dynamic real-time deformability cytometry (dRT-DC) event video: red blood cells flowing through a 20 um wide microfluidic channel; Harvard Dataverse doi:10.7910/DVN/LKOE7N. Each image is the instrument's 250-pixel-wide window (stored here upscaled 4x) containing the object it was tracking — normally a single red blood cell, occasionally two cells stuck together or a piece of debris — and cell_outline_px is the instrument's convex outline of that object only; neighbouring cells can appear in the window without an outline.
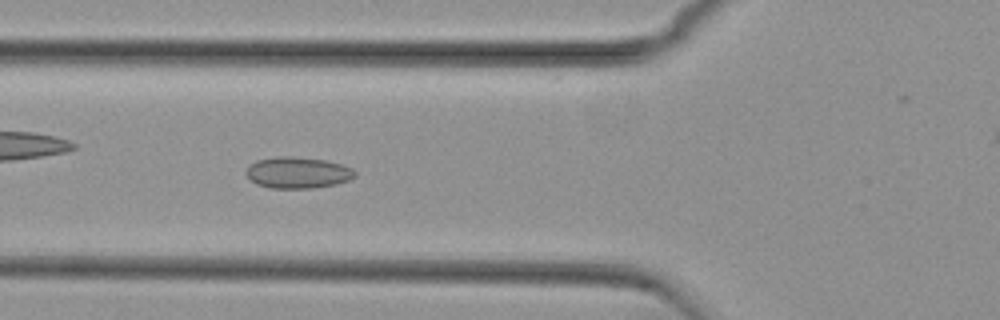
{"species": "common noctule bat (a hibernating species)", "species_latin": "Nyctalus noctula", "temperature_condition": "cold", "stored_images_in_passage": 41, "camera_frame_rate_fps": 3000, "um_per_image_px": 0.085, "animal": {"sex": "female", "body_mass_g": 29.2, "forearm_length_mm": 56.3}, "frame": {"image": 1, "passage_image": 5, "time_ms": 1.333, "image_size_px": [1000, 320], "cell_outline_px": [[356, 176], [348, 180], [336, 184], [312, 188], [272, 188], [256, 184], [248, 180], [244, 172], [256, 160], [280, 156], [292, 156], [324, 160], [340, 164], [352, 168], [356, 172]], "centroid_in_image_um": [25.28, 14.68], "position_along_channel_um": 100.5, "area_um2": 19.88}}
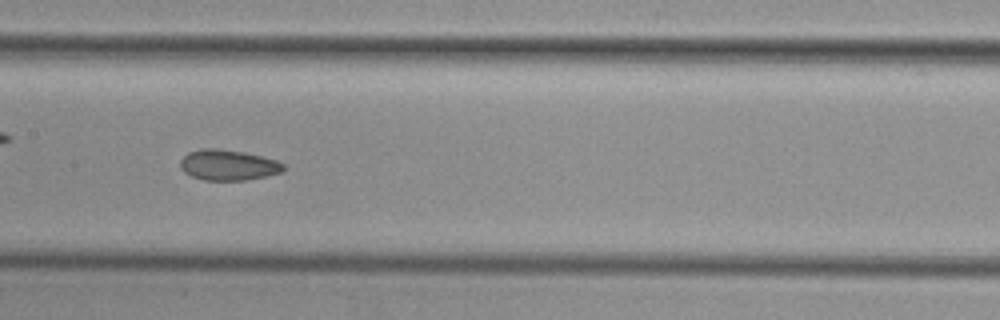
{"frame": {"image": 2, "passage_image": 12, "time_ms": 3.667, "image_size_px": [1000, 320], "cell_outline_px": [[284, 168], [280, 172], [264, 176], [244, 180], [204, 180], [192, 176], [184, 172], [180, 168], [180, 160], [188, 152], [200, 148], [216, 148], [244, 152], [276, 160], [284, 164]], "centroid_in_image_um": [19.34, 14.02], "position_along_channel_um": 188.1, "area_um2": 18.26}}
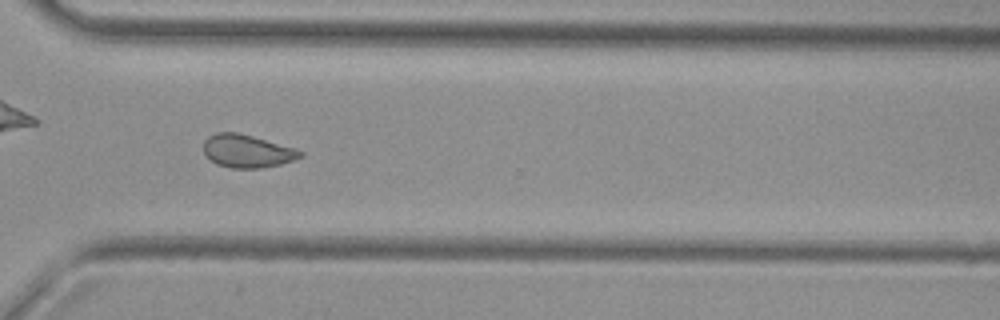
{"frame": {"image": 3, "passage_image": 25, "time_ms": 8.0, "image_size_px": [1000, 320], "cell_outline_px": [[304, 156], [280, 164], [260, 168], [232, 168], [216, 164], [204, 152], [204, 140], [208, 136], [216, 132], [236, 132], [252, 136], [296, 148], [304, 152]], "centroid_in_image_um": [21.02, 12.84], "position_along_channel_um": 349.6, "area_um2": 18.5}, "authors_computed_cell_mechanics": {"area_um2": 18.6694, "velocity_mm_per_s": 3.7369, "shape_relaxation_time_tau1_ms": null, "shape_relaxation_time_tau2_ms": 3.2914, "deformation_change_tau1": null, "deformation_change_tau2": 0.073}}